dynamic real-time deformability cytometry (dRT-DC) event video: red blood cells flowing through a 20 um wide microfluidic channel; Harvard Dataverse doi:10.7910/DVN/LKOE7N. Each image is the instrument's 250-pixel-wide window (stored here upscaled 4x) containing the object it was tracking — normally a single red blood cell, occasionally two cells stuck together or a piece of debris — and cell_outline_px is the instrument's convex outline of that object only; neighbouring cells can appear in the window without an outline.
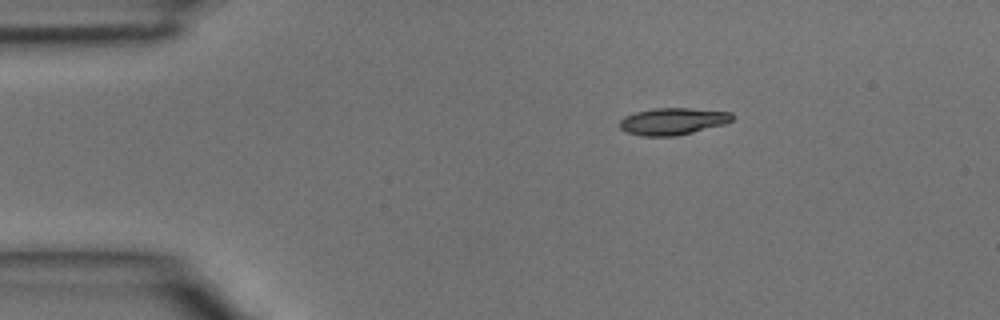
{"species": "common noctule bat (a hibernating species)", "species_latin": "Nyctalus noctula", "temperature_condition": "room temperature", "stored_images_in_passage": 2, "camera_frame_rate_fps": 3000, "um_per_image_px": 0.085, "animal": {"sex": "male", "body_mass_g": 15.6}, "frame": {"image": 1, "passage_image": 1, "time_ms": 0.0, "image_size_px": [1000, 320], "cell_outline_px": [[736, 116], [732, 120], [724, 124], [676, 136], [644, 136], [628, 132], [620, 128], [620, 120], [624, 116], [636, 112], [652, 108], [692, 108], [732, 112]], "centroid_in_image_um": [57.22, 10.3], "position_along_channel_um": 27.8, "area_um2": 17.69}}